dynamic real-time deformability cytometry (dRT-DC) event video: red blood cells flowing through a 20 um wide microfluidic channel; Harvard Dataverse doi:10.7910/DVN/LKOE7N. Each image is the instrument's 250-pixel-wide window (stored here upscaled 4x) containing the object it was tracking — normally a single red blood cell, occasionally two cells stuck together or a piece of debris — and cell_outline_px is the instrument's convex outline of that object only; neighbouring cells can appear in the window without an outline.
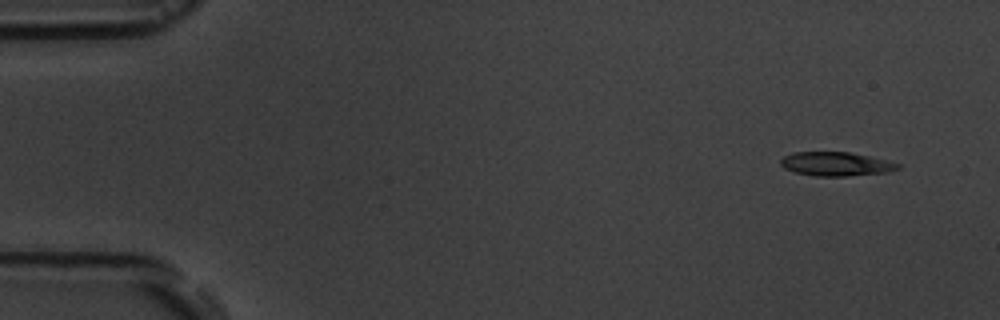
{"species": "common noctule bat (a hibernating species)", "species_latin": "Nyctalus noctula", "temperature_condition": "room temperature", "stored_images_in_passage": 17, "segment_of_instrument_passage": [1, 2], "camera_frame_rate_fps": 3000, "um_per_image_px": 0.085, "animal": {"sex": "male", "body_mass_g": 19.5, "forearm_length_mm": 54.6}, "frame": {"image": 1, "passage_image": 1, "time_ms": 0.0, "image_size_px": [1000, 320], "cell_outline_px": [[900, 168], [888, 172], [848, 176], [812, 176], [796, 172], [784, 168], [780, 164], [780, 160], [784, 156], [792, 152], [848, 152], [868, 156], [900, 164]], "centroid_in_image_um": [71.02, 13.94], "position_along_channel_um": 14.0, "area_um2": 16.24}}
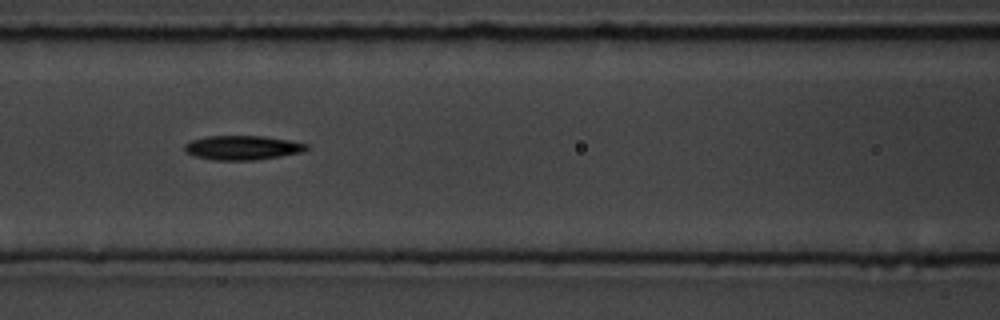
{"frame": {"image": 2, "passage_image": 7, "time_ms": 6.667, "image_size_px": [1000, 320], "cell_outline_px": [[312, 148], [304, 152], [280, 156], [252, 160], [212, 160], [196, 156], [188, 152], [184, 148], [184, 144], [192, 140], [208, 136], [264, 136], [288, 140], [308, 144]], "centroid_in_image_um": [20.67, 12.55], "position_along_channel_um": 145.9, "area_um2": 17.22}}
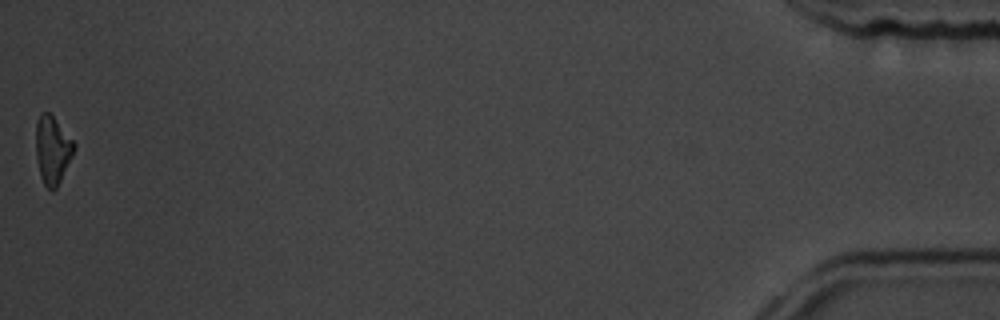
{"frame": {"image": 3, "passage_image": 16, "time_ms": 17.0, "image_size_px": [1000, 320], "cell_outline_px": [[76, 148], [56, 188], [52, 192], [44, 184], [40, 176], [36, 156], [36, 120], [40, 112], [48, 112], [52, 116], [76, 144]], "centroid_in_image_um": [4.44, 12.74], "position_along_channel_um": 430.8, "area_um2": 14.97}}